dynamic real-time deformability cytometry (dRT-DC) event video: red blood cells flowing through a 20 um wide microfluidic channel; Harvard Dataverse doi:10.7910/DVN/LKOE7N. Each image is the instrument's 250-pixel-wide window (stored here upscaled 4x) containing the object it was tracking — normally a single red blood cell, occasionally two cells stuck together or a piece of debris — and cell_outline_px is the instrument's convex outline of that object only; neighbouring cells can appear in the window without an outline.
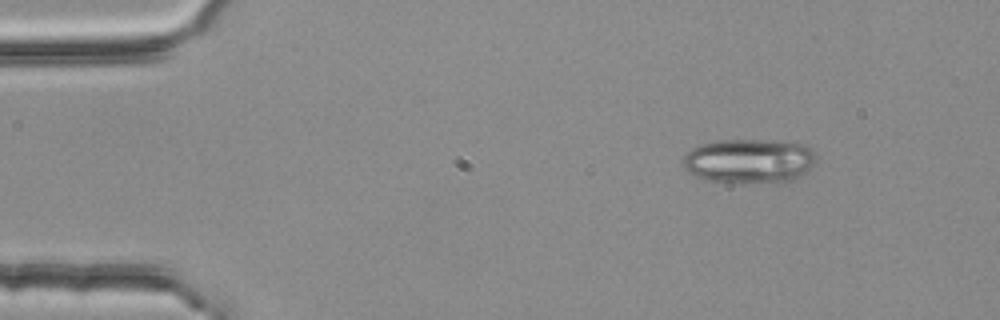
{"species": "common noctule bat (a hibernating species)", "species_latin": "Nyctalus noctula", "temperature_condition": "room temperature", "stored_images_in_passage": 4, "camera_frame_rate_fps": 3000, "um_per_image_px": 0.085, "animal": {"sex": "female", "body_mass_g": 25.1}, "frame": {"image": 1, "passage_image": 1, "time_ms": 0.0, "image_size_px": [1000, 320], "cell_outline_px": [[816, 160], [800, 176], [792, 180], [728, 184], [704, 180], [696, 176], [684, 168], [684, 156], [692, 148], [700, 144], [720, 140], [764, 140], [804, 144], [812, 148], [816, 152]], "centroid_in_image_um": [63.65, 13.69], "position_along_channel_um": 21.3, "area_um2": 34.56}}